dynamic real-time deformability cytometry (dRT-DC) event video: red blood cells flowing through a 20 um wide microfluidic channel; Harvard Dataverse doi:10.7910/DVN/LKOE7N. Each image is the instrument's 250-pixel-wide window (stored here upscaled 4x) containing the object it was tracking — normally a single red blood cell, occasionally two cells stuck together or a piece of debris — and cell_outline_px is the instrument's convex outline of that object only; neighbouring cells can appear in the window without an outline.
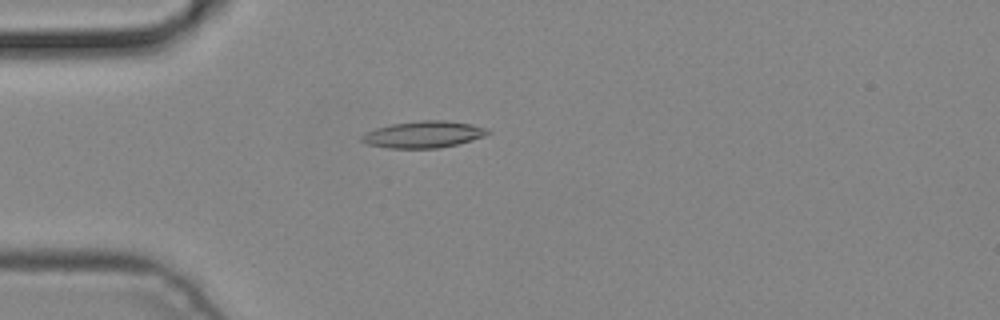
{"species": "common noctule bat (a hibernating species)", "species_latin": "Nyctalus noctula", "temperature_condition": "cold", "stored_images_in_passage": 5, "camera_frame_rate_fps": 3000, "um_per_image_px": 0.085, "animal": {"sex": "male", "body_mass_g": 19.2, "forearm_length_mm": 51.8}, "frame": {"image": 1, "passage_image": 4, "time_ms": 1.0, "image_size_px": [1000, 320], "cell_outline_px": [[492, 132], [484, 136], [472, 140], [440, 148], [388, 148], [368, 144], [360, 140], [360, 136], [364, 132], [376, 128], [392, 124], [420, 120], [444, 120], [472, 124], [488, 128]], "centroid_in_image_um": [36.0, 11.42], "position_along_channel_um": 49.0, "area_um2": 19.71}}